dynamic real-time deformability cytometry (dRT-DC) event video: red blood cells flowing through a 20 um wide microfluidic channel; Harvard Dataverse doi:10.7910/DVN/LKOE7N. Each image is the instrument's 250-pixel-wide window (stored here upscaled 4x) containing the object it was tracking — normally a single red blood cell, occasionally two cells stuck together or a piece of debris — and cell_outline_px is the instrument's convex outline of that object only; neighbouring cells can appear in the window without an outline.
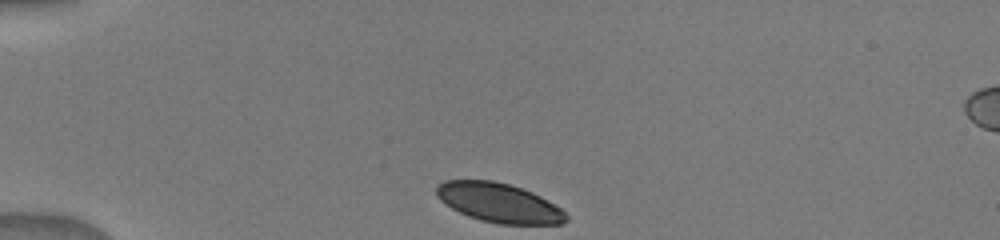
{"species": "human", "species_latin": "Homo sapiens", "temperature_condition": "warm", "stored_images_in_passage": 10, "camera_frame_rate_fps": 3000, "um_per_image_px": 0.085, "donor": {"sex": "male"}, "frame": {"image": 1, "passage_image": 1, "time_ms": 0.0, "image_size_px": [1000, 240], "cell_outline_px": [[568, 220], [564, 224], [496, 224], [480, 220], [468, 216], [444, 204], [436, 196], [436, 184], [444, 180], [492, 180], [508, 184], [532, 192], [540, 196], [560, 208], [568, 216]], "centroid_in_image_um": [42.38, 17.24], "position_along_channel_um": 42.6, "area_um2": 29.77}}